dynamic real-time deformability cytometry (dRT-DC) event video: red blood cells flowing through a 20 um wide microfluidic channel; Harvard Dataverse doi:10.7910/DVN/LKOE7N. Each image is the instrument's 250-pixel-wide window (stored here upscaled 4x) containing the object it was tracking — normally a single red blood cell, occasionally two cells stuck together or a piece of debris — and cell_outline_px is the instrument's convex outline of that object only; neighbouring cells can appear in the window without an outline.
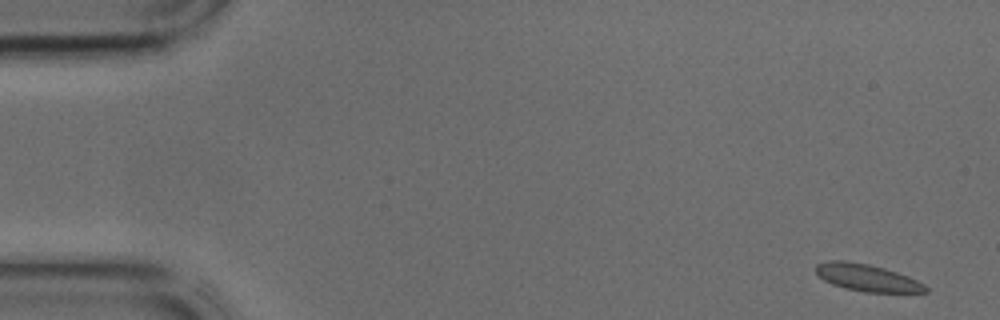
{"species": "common noctule bat (a hibernating species)", "species_latin": "Nyctalus noctula", "temperature_condition": "cold", "stored_images_in_passage": 42, "camera_frame_rate_fps": 3000, "um_per_image_px": 0.085, "animal": {"sex": "male", "body_mass_g": 17.9, "forearm_length_mm": 54.2}, "frame": {"image": 1, "passage_image": 1, "time_ms": 0.0, "image_size_px": [1000, 320], "cell_outline_px": [[928, 292], [864, 292], [844, 288], [832, 284], [824, 280], [816, 272], [816, 264], [828, 260], [844, 260], [868, 264], [884, 268], [908, 276], [924, 284], [928, 288]], "centroid_in_image_um": [73.68, 23.6], "position_along_channel_um": 11.3, "area_um2": 17.22}}
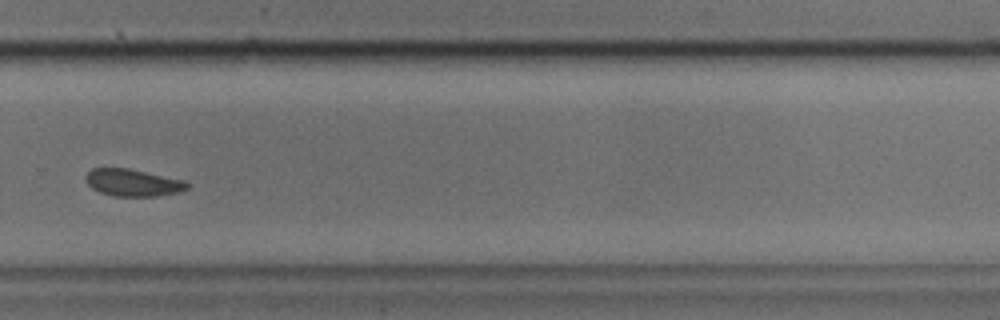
{"frame": {"image": 2, "passage_image": 29, "time_ms": 9.333, "image_size_px": [1000, 320], "cell_outline_px": [[192, 184], [188, 188], [180, 192], [156, 196], [112, 196], [100, 192], [92, 188], [88, 184], [84, 176], [92, 168], [128, 168], [184, 180]], "centroid_in_image_um": [11.31, 15.53], "position_along_channel_um": 318.5, "area_um2": 16.13}}
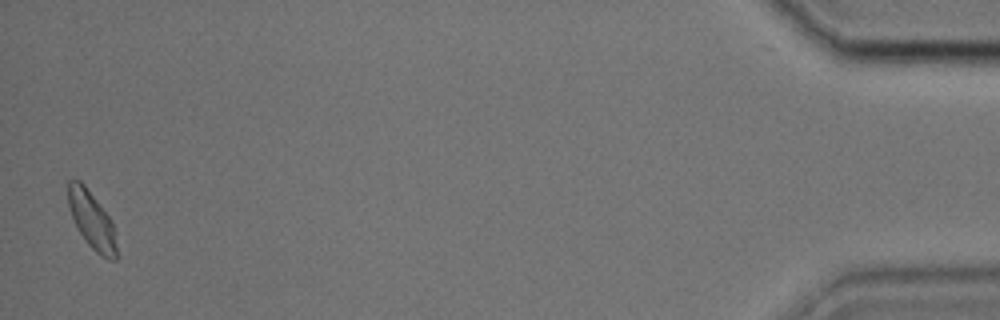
{"frame": {"image": 3, "passage_image": 42, "time_ms": 13.667, "image_size_px": [1000, 320], "cell_outline_px": [[120, 256], [116, 260], [108, 260], [100, 256], [88, 244], [76, 228], [68, 208], [68, 180], [80, 180], [84, 184], [112, 220]], "centroid_in_image_um": [7.84, 18.78], "position_along_channel_um": 427.4, "area_um2": 16.65}}